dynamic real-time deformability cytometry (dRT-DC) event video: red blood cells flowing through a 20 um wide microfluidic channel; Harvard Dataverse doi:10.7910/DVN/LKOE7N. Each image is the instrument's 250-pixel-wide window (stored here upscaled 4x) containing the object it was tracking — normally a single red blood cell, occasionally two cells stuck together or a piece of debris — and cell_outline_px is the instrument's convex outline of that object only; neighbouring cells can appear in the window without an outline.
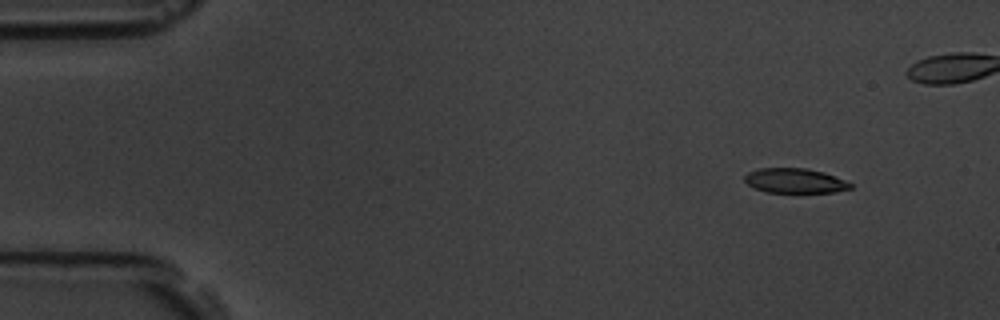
{"species": "common noctule bat (a hibernating species)", "species_latin": "Nyctalus noctula", "temperature_condition": "room temperature", "stored_images_in_passage": 5, "camera_frame_rate_fps": 3000, "um_per_image_px": 0.085, "animal": {"sex": "male", "body_mass_g": 19.5, "forearm_length_mm": 54.6}, "frame": {"image": 1, "passage_image": 1, "time_ms": 0.0, "image_size_px": [1000, 320], "cell_outline_px": [[852, 188], [836, 192], [764, 192], [748, 184], [744, 180], [744, 176], [748, 172], [760, 168], [808, 168], [824, 172], [844, 180], [852, 184]], "centroid_in_image_um": [67.56, 15.36], "position_along_channel_um": 17.4, "area_um2": 15.2}}